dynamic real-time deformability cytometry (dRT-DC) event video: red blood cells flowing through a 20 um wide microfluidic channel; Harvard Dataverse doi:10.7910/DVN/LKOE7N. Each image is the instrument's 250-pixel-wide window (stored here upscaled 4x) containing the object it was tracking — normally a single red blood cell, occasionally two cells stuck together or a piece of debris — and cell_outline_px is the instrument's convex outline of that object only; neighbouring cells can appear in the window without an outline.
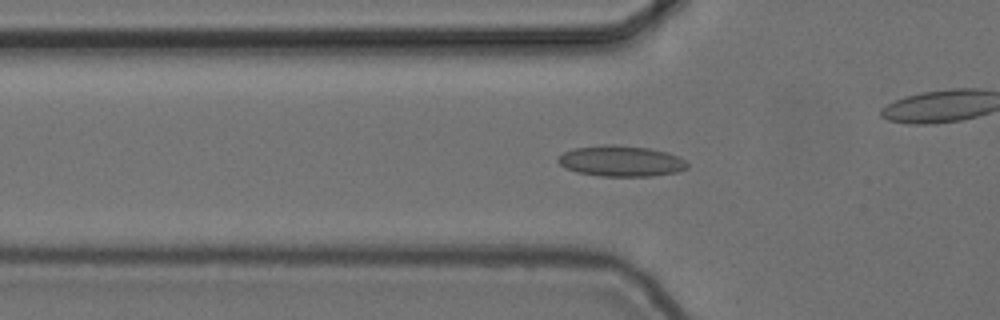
{"species": "common noctule bat (a hibernating species)", "species_latin": "Nyctalus noctula", "temperature_condition": "cold", "stored_images_in_passage": 56, "camera_frame_rate_fps": 3000, "um_per_image_px": 0.085, "animal": {"sex": "female", "body_mass_g": 24.6, "forearm_length_mm": 56.2}, "frame": {"image": 1, "passage_image": 18, "time_ms": 5.667, "image_size_px": [1000, 320], "cell_outline_px": [[688, 168], [676, 172], [652, 176], [600, 176], [576, 172], [564, 168], [556, 160], [556, 156], [572, 148], [604, 144], [616, 144], [648, 148], [668, 152], [680, 156], [688, 164]], "centroid_in_image_um": [52.75, 13.68], "position_along_channel_um": 73.0, "area_um2": 23.58}}
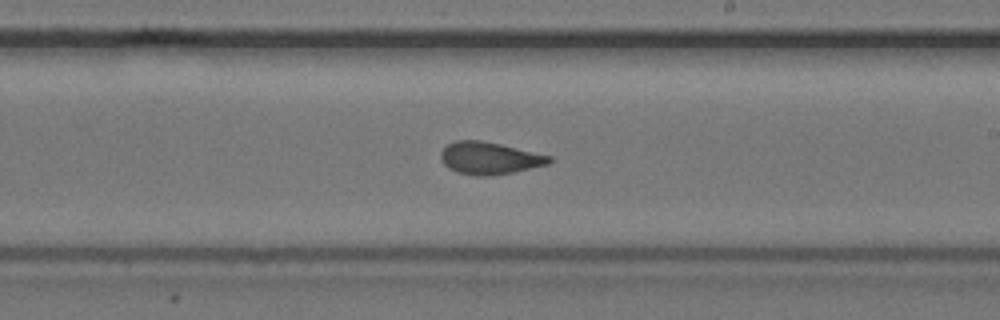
{"frame": {"image": 2, "passage_image": 32, "time_ms": 10.333, "image_size_px": [1000, 320], "cell_outline_px": [[552, 160], [548, 164], [512, 172], [488, 176], [476, 176], [456, 172], [448, 168], [444, 164], [440, 156], [440, 152], [448, 144], [456, 140], [480, 140], [500, 144], [552, 156]], "centroid_in_image_um": [41.58, 13.44], "position_along_channel_um": 247.4, "area_um2": 20.29}}
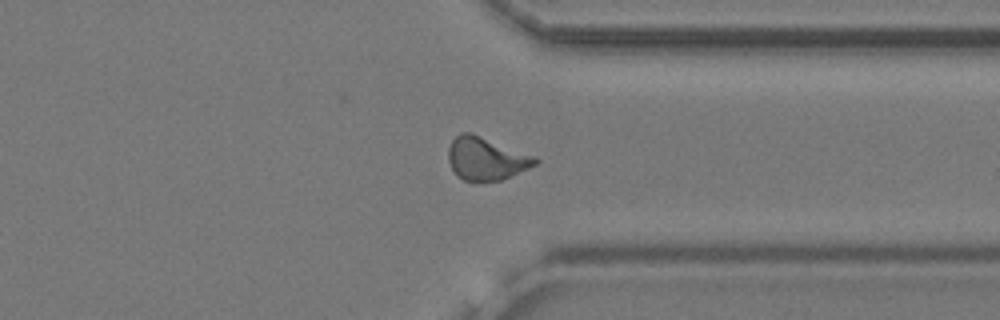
{"frame": {"image": 3, "passage_image": 42, "time_ms": 13.667, "image_size_px": [1000, 320], "cell_outline_px": [[540, 160], [536, 164], [528, 168], [500, 180], [464, 180], [456, 176], [448, 160], [448, 148], [452, 140], [460, 132], [468, 132], [536, 156]], "centroid_in_image_um": [41.3, 13.47], "position_along_channel_um": 370.1, "area_um2": 21.33}, "authors_computed_cell_mechanics": {"area_um2": 20.7502, "velocity_mm_per_s": 3.7174, "shape_relaxation_time_tau1_ms": null, "shape_relaxation_time_tau2_ms": 1.6561, "deformation_change_tau1": null, "deformation_change_tau2": 0.0665}}